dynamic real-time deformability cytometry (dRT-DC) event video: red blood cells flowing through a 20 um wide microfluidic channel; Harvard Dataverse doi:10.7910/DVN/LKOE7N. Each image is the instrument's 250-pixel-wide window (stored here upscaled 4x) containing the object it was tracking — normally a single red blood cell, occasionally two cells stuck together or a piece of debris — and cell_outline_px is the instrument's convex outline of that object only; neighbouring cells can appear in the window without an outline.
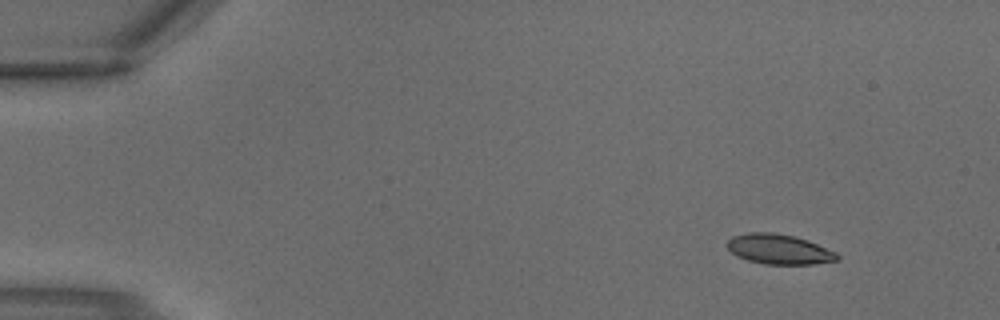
{"species": "common noctule bat (a hibernating species)", "species_latin": "Nyctalus noctula", "temperature_condition": "warm", "stored_images_in_passage": 3, "camera_frame_rate_fps": 3000, "um_per_image_px": 0.085, "animal": {"sex": "male", "body_mass_g": 18.8}, "frame": {"image": 1, "passage_image": 1, "time_ms": 0.0, "image_size_px": [1000, 320], "cell_outline_px": [[840, 260], [812, 264], [764, 264], [748, 260], [736, 256], [728, 248], [728, 240], [732, 236], [748, 232], [772, 232], [796, 236], [808, 240], [836, 252], [840, 256]], "centroid_in_image_um": [66.24, 21.18], "position_along_channel_um": 18.8, "area_um2": 19.31}}
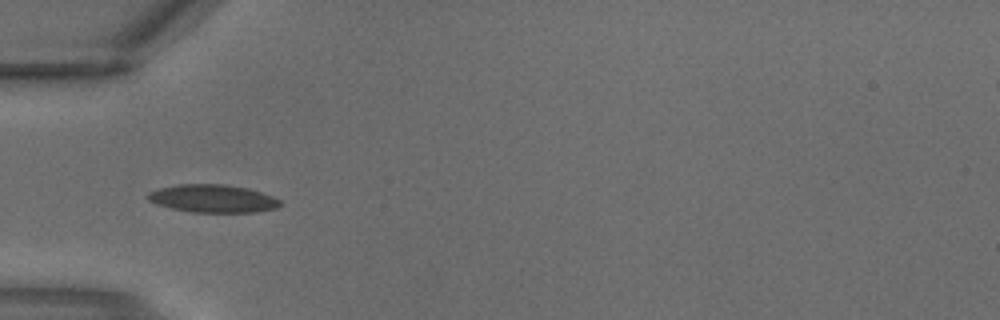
{"frame": {"image": 2, "passage_image": 3, "time_ms": 0.667, "image_size_px": [1000, 320], "cell_outline_px": [[280, 204], [276, 208], [256, 212], [192, 212], [172, 208], [156, 204], [148, 200], [144, 196], [148, 192], [160, 188], [180, 184], [224, 184], [248, 188], [272, 196], [280, 200]], "centroid_in_image_um": [18.05, 16.87], "position_along_channel_um": 66.9, "area_um2": 21.44}}